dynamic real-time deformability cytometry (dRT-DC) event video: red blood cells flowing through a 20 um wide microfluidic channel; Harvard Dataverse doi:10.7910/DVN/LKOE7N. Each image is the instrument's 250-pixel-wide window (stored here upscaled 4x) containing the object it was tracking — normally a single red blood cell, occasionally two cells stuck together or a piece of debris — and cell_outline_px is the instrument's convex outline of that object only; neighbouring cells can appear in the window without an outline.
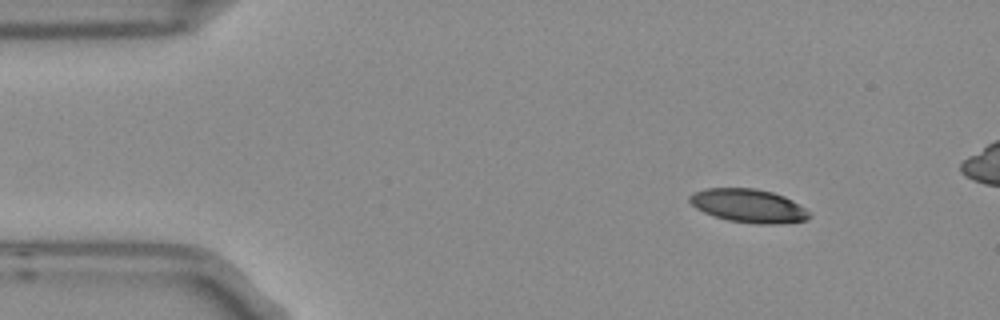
{"species": "Egyptian fruit bat (a non-hibernating species)", "species_latin": "Rousettus aegyptiacus", "temperature_condition": "room temperature", "stored_images_in_passage": 4, "camera_frame_rate_fps": 3000, "um_per_image_px": 0.085, "frame": {"image": 1, "passage_image": 1, "time_ms": 0.0, "image_size_px": [1000, 320], "cell_outline_px": [[808, 216], [804, 220], [776, 224], [764, 224], [728, 220], [704, 212], [696, 208], [688, 200], [688, 196], [696, 192], [708, 188], [756, 188], [772, 192], [784, 196], [792, 200], [804, 208], [808, 212]], "centroid_in_image_um": [63.59, 17.47], "position_along_channel_um": 21.4, "area_um2": 22.89}}